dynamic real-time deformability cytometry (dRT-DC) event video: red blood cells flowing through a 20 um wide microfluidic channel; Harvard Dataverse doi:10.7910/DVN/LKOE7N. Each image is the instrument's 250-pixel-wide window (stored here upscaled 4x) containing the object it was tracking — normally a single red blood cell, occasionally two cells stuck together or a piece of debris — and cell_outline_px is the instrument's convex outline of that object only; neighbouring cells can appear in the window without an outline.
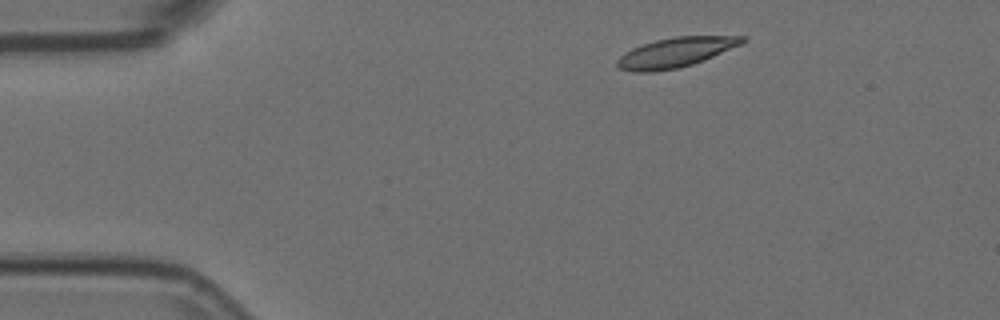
{"species": "Egyptian fruit bat (a non-hibernating species)", "species_latin": "Rousettus aegyptiacus", "temperature_condition": "room temperature", "stored_images_in_passage": 47, "camera_frame_rate_fps": 3000, "um_per_image_px": 0.085, "animal": {"sex": "female"}, "frame": {"image": 1, "passage_image": 1, "time_ms": 0.0, "image_size_px": [1000, 320], "cell_outline_px": [[748, 40], [740, 44], [704, 60], [692, 64], [676, 68], [652, 72], [636, 72], [620, 68], [616, 64], [616, 60], [620, 56], [632, 48], [656, 40], [676, 36], [744, 36]], "centroid_in_image_um": [57.42, 4.45], "position_along_channel_um": 27.6, "area_um2": 21.33}}
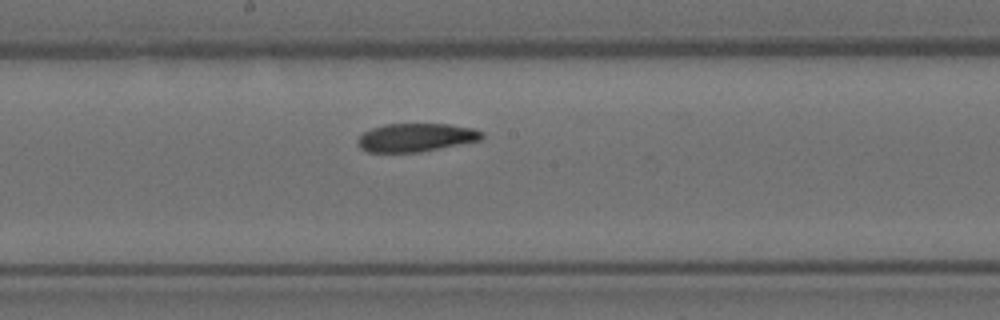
{"frame": {"image": 2, "passage_image": 21, "time_ms": 6.667, "image_size_px": [1000, 320], "cell_outline_px": [[484, 136], [480, 140], [420, 152], [368, 152], [360, 148], [356, 144], [356, 140], [364, 132], [372, 128], [384, 124], [448, 124], [476, 128], [484, 132]], "centroid_in_image_um": [35.35, 11.68], "position_along_channel_um": 212.8, "area_um2": 20.63}}
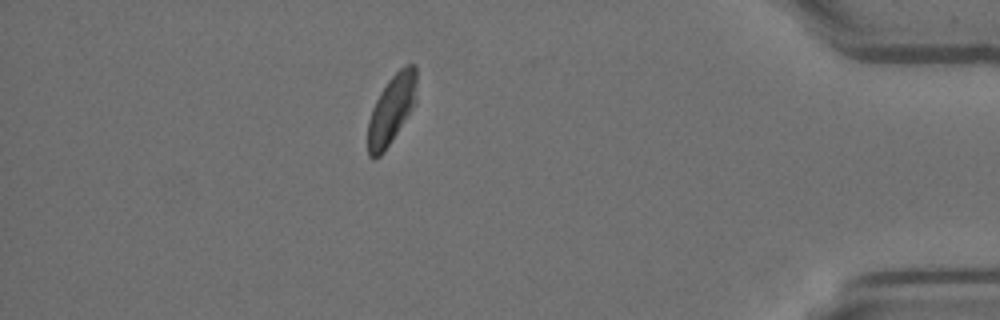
{"frame": {"image": 3, "passage_image": 40, "time_ms": 13.0, "image_size_px": [1000, 320], "cell_outline_px": [[416, 104], [384, 152], [380, 156], [372, 160], [368, 156], [368, 120], [372, 108], [380, 92], [388, 80], [404, 64], [416, 64]], "centroid_in_image_um": [33.28, 9.31], "position_along_channel_um": 401.9, "area_um2": 19.83}, "authors_computed_cell_mechanics": {"area_um2": 21.386, "velocity_mm_per_s": 3.6866, "shape_relaxation_time_tau1_ms": 5.9228, "shape_relaxation_time_tau2_ms": null, "deformation_change_tau1": 0.1634, "deformation_change_tau2": null}}